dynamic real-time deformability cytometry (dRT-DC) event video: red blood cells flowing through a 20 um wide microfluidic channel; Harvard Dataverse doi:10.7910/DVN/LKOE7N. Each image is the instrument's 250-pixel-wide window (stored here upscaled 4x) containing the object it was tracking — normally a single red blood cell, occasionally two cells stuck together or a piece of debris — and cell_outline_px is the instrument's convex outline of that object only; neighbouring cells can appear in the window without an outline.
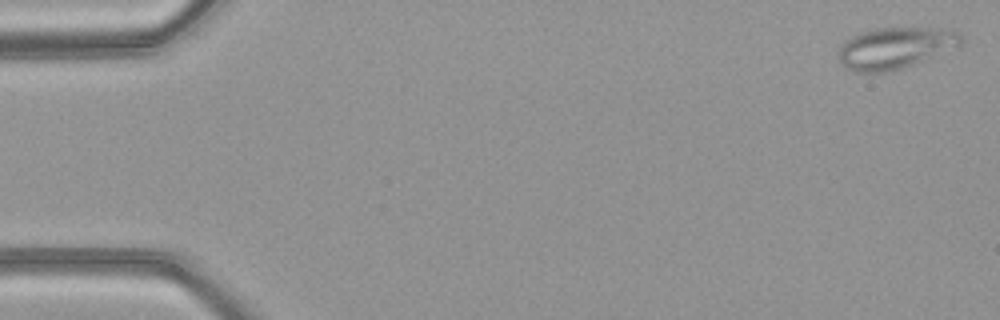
{"species": "common noctule bat (a hibernating species)", "species_latin": "Nyctalus noctula", "temperature_condition": "warm", "stored_images_in_passage": 9, "camera_frame_rate_fps": 3000, "um_per_image_px": 0.085, "animal": {"sex": "female", "body_mass_g": 21.9}, "frame": {"image": 1, "passage_image": 1, "time_ms": 0.0, "image_size_px": [1000, 320], "cell_outline_px": [[964, 44], [904, 68], [884, 72], [852, 72], [844, 68], [836, 56], [836, 48], [844, 40], [860, 32], [876, 28], [932, 28], [960, 32], [964, 36]], "centroid_in_image_um": [76.03, 4.08], "position_along_channel_um": 9.0, "area_um2": 30.11}}